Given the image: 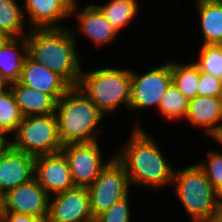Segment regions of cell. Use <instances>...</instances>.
Wrapping results in <instances>:
<instances>
[{"label":"cell","mask_w":222,"mask_h":222,"mask_svg":"<svg viewBox=\"0 0 222 222\" xmlns=\"http://www.w3.org/2000/svg\"><path fill=\"white\" fill-rule=\"evenodd\" d=\"M12 37L0 48V77L8 84L18 82L27 56L26 36ZM19 41V42H18Z\"/></svg>","instance_id":"19"},{"label":"cell","mask_w":222,"mask_h":222,"mask_svg":"<svg viewBox=\"0 0 222 222\" xmlns=\"http://www.w3.org/2000/svg\"><path fill=\"white\" fill-rule=\"evenodd\" d=\"M185 119L214 138L222 129V97L197 95L189 100Z\"/></svg>","instance_id":"17"},{"label":"cell","mask_w":222,"mask_h":222,"mask_svg":"<svg viewBox=\"0 0 222 222\" xmlns=\"http://www.w3.org/2000/svg\"><path fill=\"white\" fill-rule=\"evenodd\" d=\"M49 199L48 193L33 177L3 195L2 212H14L47 219Z\"/></svg>","instance_id":"10"},{"label":"cell","mask_w":222,"mask_h":222,"mask_svg":"<svg viewBox=\"0 0 222 222\" xmlns=\"http://www.w3.org/2000/svg\"><path fill=\"white\" fill-rule=\"evenodd\" d=\"M172 83L188 100L197 96L200 69L193 62L182 64L171 60Z\"/></svg>","instance_id":"21"},{"label":"cell","mask_w":222,"mask_h":222,"mask_svg":"<svg viewBox=\"0 0 222 222\" xmlns=\"http://www.w3.org/2000/svg\"><path fill=\"white\" fill-rule=\"evenodd\" d=\"M2 198H3V195L0 193V214L2 212Z\"/></svg>","instance_id":"37"},{"label":"cell","mask_w":222,"mask_h":222,"mask_svg":"<svg viewBox=\"0 0 222 222\" xmlns=\"http://www.w3.org/2000/svg\"><path fill=\"white\" fill-rule=\"evenodd\" d=\"M188 105L189 100L171 83L161 98L157 111L159 112V116L161 114L167 120L177 121L186 118Z\"/></svg>","instance_id":"25"},{"label":"cell","mask_w":222,"mask_h":222,"mask_svg":"<svg viewBox=\"0 0 222 222\" xmlns=\"http://www.w3.org/2000/svg\"><path fill=\"white\" fill-rule=\"evenodd\" d=\"M49 199L47 222H90L94 220L90 210L87 187L76 186L55 194Z\"/></svg>","instance_id":"11"},{"label":"cell","mask_w":222,"mask_h":222,"mask_svg":"<svg viewBox=\"0 0 222 222\" xmlns=\"http://www.w3.org/2000/svg\"><path fill=\"white\" fill-rule=\"evenodd\" d=\"M8 87V84L0 77V93Z\"/></svg>","instance_id":"36"},{"label":"cell","mask_w":222,"mask_h":222,"mask_svg":"<svg viewBox=\"0 0 222 222\" xmlns=\"http://www.w3.org/2000/svg\"><path fill=\"white\" fill-rule=\"evenodd\" d=\"M211 222H222V211H218Z\"/></svg>","instance_id":"34"},{"label":"cell","mask_w":222,"mask_h":222,"mask_svg":"<svg viewBox=\"0 0 222 222\" xmlns=\"http://www.w3.org/2000/svg\"><path fill=\"white\" fill-rule=\"evenodd\" d=\"M172 83L171 61L140 75L131 70L129 110L159 108L161 98Z\"/></svg>","instance_id":"8"},{"label":"cell","mask_w":222,"mask_h":222,"mask_svg":"<svg viewBox=\"0 0 222 222\" xmlns=\"http://www.w3.org/2000/svg\"><path fill=\"white\" fill-rule=\"evenodd\" d=\"M197 95L222 97V80L200 71Z\"/></svg>","instance_id":"29"},{"label":"cell","mask_w":222,"mask_h":222,"mask_svg":"<svg viewBox=\"0 0 222 222\" xmlns=\"http://www.w3.org/2000/svg\"><path fill=\"white\" fill-rule=\"evenodd\" d=\"M2 222H47V219L14 212H1Z\"/></svg>","instance_id":"30"},{"label":"cell","mask_w":222,"mask_h":222,"mask_svg":"<svg viewBox=\"0 0 222 222\" xmlns=\"http://www.w3.org/2000/svg\"><path fill=\"white\" fill-rule=\"evenodd\" d=\"M199 53V59L194 63L200 71L222 80V45H202Z\"/></svg>","instance_id":"26"},{"label":"cell","mask_w":222,"mask_h":222,"mask_svg":"<svg viewBox=\"0 0 222 222\" xmlns=\"http://www.w3.org/2000/svg\"><path fill=\"white\" fill-rule=\"evenodd\" d=\"M207 161L199 162L198 167L206 174L215 190L222 186V153L216 150L207 152Z\"/></svg>","instance_id":"27"},{"label":"cell","mask_w":222,"mask_h":222,"mask_svg":"<svg viewBox=\"0 0 222 222\" xmlns=\"http://www.w3.org/2000/svg\"><path fill=\"white\" fill-rule=\"evenodd\" d=\"M129 196L115 202L108 210L94 218L96 222H131Z\"/></svg>","instance_id":"28"},{"label":"cell","mask_w":222,"mask_h":222,"mask_svg":"<svg viewBox=\"0 0 222 222\" xmlns=\"http://www.w3.org/2000/svg\"><path fill=\"white\" fill-rule=\"evenodd\" d=\"M7 139L5 136H0V152L8 144Z\"/></svg>","instance_id":"33"},{"label":"cell","mask_w":222,"mask_h":222,"mask_svg":"<svg viewBox=\"0 0 222 222\" xmlns=\"http://www.w3.org/2000/svg\"><path fill=\"white\" fill-rule=\"evenodd\" d=\"M12 36H10L8 33L0 31V48L3 47Z\"/></svg>","instance_id":"32"},{"label":"cell","mask_w":222,"mask_h":222,"mask_svg":"<svg viewBox=\"0 0 222 222\" xmlns=\"http://www.w3.org/2000/svg\"><path fill=\"white\" fill-rule=\"evenodd\" d=\"M8 86L24 117L55 113L57 100L52 95L34 90L19 81Z\"/></svg>","instance_id":"18"},{"label":"cell","mask_w":222,"mask_h":222,"mask_svg":"<svg viewBox=\"0 0 222 222\" xmlns=\"http://www.w3.org/2000/svg\"><path fill=\"white\" fill-rule=\"evenodd\" d=\"M130 186L125 167L113 156L94 182L87 187L92 216L95 218L115 202L129 196Z\"/></svg>","instance_id":"7"},{"label":"cell","mask_w":222,"mask_h":222,"mask_svg":"<svg viewBox=\"0 0 222 222\" xmlns=\"http://www.w3.org/2000/svg\"><path fill=\"white\" fill-rule=\"evenodd\" d=\"M16 0H0V31L12 37L26 36L25 13Z\"/></svg>","instance_id":"23"},{"label":"cell","mask_w":222,"mask_h":222,"mask_svg":"<svg viewBox=\"0 0 222 222\" xmlns=\"http://www.w3.org/2000/svg\"><path fill=\"white\" fill-rule=\"evenodd\" d=\"M35 157L17 150L9 143L0 152V193L11 189L34 177Z\"/></svg>","instance_id":"13"},{"label":"cell","mask_w":222,"mask_h":222,"mask_svg":"<svg viewBox=\"0 0 222 222\" xmlns=\"http://www.w3.org/2000/svg\"><path fill=\"white\" fill-rule=\"evenodd\" d=\"M77 3V0L73 1L70 17L76 16L79 23V31H81L85 37L89 38L94 45L98 46L109 44L116 40L119 32L111 25L95 4H89L84 9L77 11Z\"/></svg>","instance_id":"15"},{"label":"cell","mask_w":222,"mask_h":222,"mask_svg":"<svg viewBox=\"0 0 222 222\" xmlns=\"http://www.w3.org/2000/svg\"><path fill=\"white\" fill-rule=\"evenodd\" d=\"M74 0H24V13L30 29L65 28L61 21L71 15ZM60 22V23H59Z\"/></svg>","instance_id":"14"},{"label":"cell","mask_w":222,"mask_h":222,"mask_svg":"<svg viewBox=\"0 0 222 222\" xmlns=\"http://www.w3.org/2000/svg\"><path fill=\"white\" fill-rule=\"evenodd\" d=\"M203 45H222V0H196Z\"/></svg>","instance_id":"20"},{"label":"cell","mask_w":222,"mask_h":222,"mask_svg":"<svg viewBox=\"0 0 222 222\" xmlns=\"http://www.w3.org/2000/svg\"><path fill=\"white\" fill-rule=\"evenodd\" d=\"M186 213L193 222H211L218 212L216 190L197 163L173 175L172 185Z\"/></svg>","instance_id":"5"},{"label":"cell","mask_w":222,"mask_h":222,"mask_svg":"<svg viewBox=\"0 0 222 222\" xmlns=\"http://www.w3.org/2000/svg\"><path fill=\"white\" fill-rule=\"evenodd\" d=\"M136 123L127 144L114 156L125 167L130 183L156 189L170 185L174 169L158 143Z\"/></svg>","instance_id":"1"},{"label":"cell","mask_w":222,"mask_h":222,"mask_svg":"<svg viewBox=\"0 0 222 222\" xmlns=\"http://www.w3.org/2000/svg\"><path fill=\"white\" fill-rule=\"evenodd\" d=\"M19 82L34 90L52 95L57 101L71 87L61 76L37 63L28 55L25 57Z\"/></svg>","instance_id":"16"},{"label":"cell","mask_w":222,"mask_h":222,"mask_svg":"<svg viewBox=\"0 0 222 222\" xmlns=\"http://www.w3.org/2000/svg\"><path fill=\"white\" fill-rule=\"evenodd\" d=\"M216 203L218 211H222V186L216 190Z\"/></svg>","instance_id":"31"},{"label":"cell","mask_w":222,"mask_h":222,"mask_svg":"<svg viewBox=\"0 0 222 222\" xmlns=\"http://www.w3.org/2000/svg\"><path fill=\"white\" fill-rule=\"evenodd\" d=\"M23 117L14 95L8 86L0 93V133L5 137H7L6 134H11V132L13 134Z\"/></svg>","instance_id":"24"},{"label":"cell","mask_w":222,"mask_h":222,"mask_svg":"<svg viewBox=\"0 0 222 222\" xmlns=\"http://www.w3.org/2000/svg\"><path fill=\"white\" fill-rule=\"evenodd\" d=\"M34 177L50 197L76 187L62 152L35 157Z\"/></svg>","instance_id":"12"},{"label":"cell","mask_w":222,"mask_h":222,"mask_svg":"<svg viewBox=\"0 0 222 222\" xmlns=\"http://www.w3.org/2000/svg\"><path fill=\"white\" fill-rule=\"evenodd\" d=\"M55 114L63 146L97 141V125L105 116L79 86H71L57 101Z\"/></svg>","instance_id":"3"},{"label":"cell","mask_w":222,"mask_h":222,"mask_svg":"<svg viewBox=\"0 0 222 222\" xmlns=\"http://www.w3.org/2000/svg\"><path fill=\"white\" fill-rule=\"evenodd\" d=\"M138 0H110L107 4H95L111 25L120 32L127 27L138 12Z\"/></svg>","instance_id":"22"},{"label":"cell","mask_w":222,"mask_h":222,"mask_svg":"<svg viewBox=\"0 0 222 222\" xmlns=\"http://www.w3.org/2000/svg\"><path fill=\"white\" fill-rule=\"evenodd\" d=\"M98 141L64 145L61 152L67 158L75 186L88 187L97 178L107 162L102 161Z\"/></svg>","instance_id":"9"},{"label":"cell","mask_w":222,"mask_h":222,"mask_svg":"<svg viewBox=\"0 0 222 222\" xmlns=\"http://www.w3.org/2000/svg\"><path fill=\"white\" fill-rule=\"evenodd\" d=\"M74 32L66 26L60 29H30L26 35L27 55L57 73L70 86H78L83 70Z\"/></svg>","instance_id":"2"},{"label":"cell","mask_w":222,"mask_h":222,"mask_svg":"<svg viewBox=\"0 0 222 222\" xmlns=\"http://www.w3.org/2000/svg\"><path fill=\"white\" fill-rule=\"evenodd\" d=\"M215 141H217L218 144L222 147V129L220 132L213 138Z\"/></svg>","instance_id":"35"},{"label":"cell","mask_w":222,"mask_h":222,"mask_svg":"<svg viewBox=\"0 0 222 222\" xmlns=\"http://www.w3.org/2000/svg\"><path fill=\"white\" fill-rule=\"evenodd\" d=\"M13 134L8 143L34 157L61 152L63 147L55 113L23 117Z\"/></svg>","instance_id":"6"},{"label":"cell","mask_w":222,"mask_h":222,"mask_svg":"<svg viewBox=\"0 0 222 222\" xmlns=\"http://www.w3.org/2000/svg\"><path fill=\"white\" fill-rule=\"evenodd\" d=\"M78 86L104 115L116 111L121 104L129 109L131 69L82 71Z\"/></svg>","instance_id":"4"}]
</instances>
